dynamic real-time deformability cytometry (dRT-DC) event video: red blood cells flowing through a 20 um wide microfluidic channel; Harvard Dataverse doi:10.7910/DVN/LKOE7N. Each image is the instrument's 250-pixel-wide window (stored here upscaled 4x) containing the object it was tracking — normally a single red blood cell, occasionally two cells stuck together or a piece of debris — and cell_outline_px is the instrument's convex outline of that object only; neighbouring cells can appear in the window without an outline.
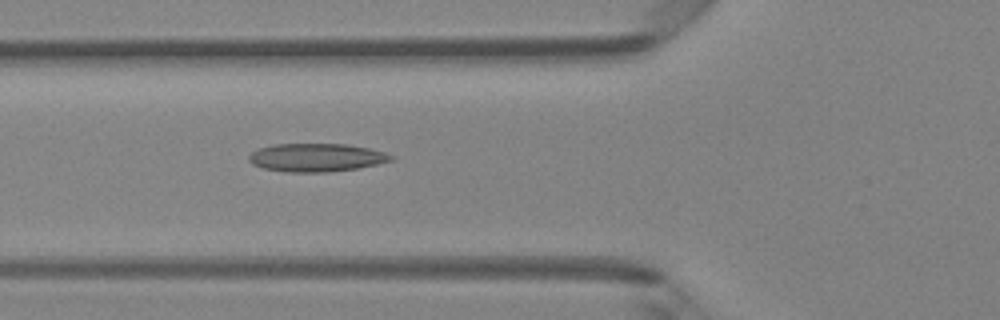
{"species": "Egyptian fruit bat (a non-hibernating species)", "species_latin": "Rousettus aegyptiacus", "temperature_condition": "room temperature", "stored_images_in_passage": 47, "camera_frame_rate_fps": 3000, "um_per_image_px": 0.085, "animal": {"sex": "female"}, "frame": {"image": 1, "passage_image": 17, "time_ms": 5.333, "image_size_px": [1000, 320], "cell_outline_px": [[396, 156], [392, 160], [376, 164], [356, 168], [328, 172], [284, 172], [264, 168], [252, 164], [248, 160], [248, 156], [252, 152], [260, 148], [272, 144], [348, 144], [368, 148], [384, 152]], "centroid_in_image_um": [26.87, 13.39], "position_along_channel_um": 98.9, "area_um2": 23.35}}
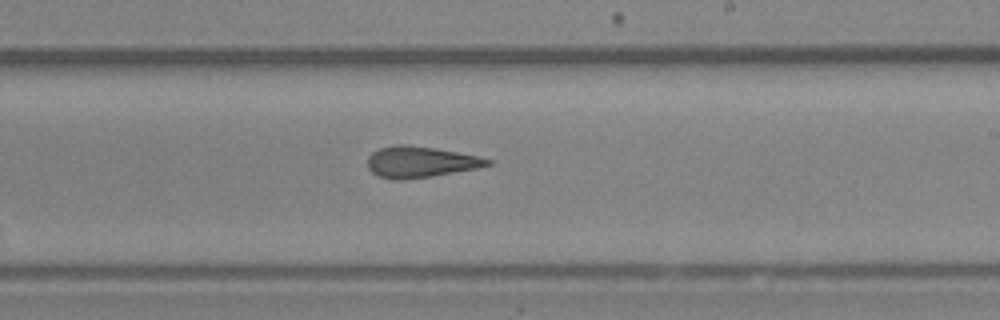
{"frame": {"image": 2, "passage_image": 28, "time_ms": 9.0, "image_size_px": [1000, 320], "cell_outline_px": [[492, 164], [476, 168], [432, 176], [404, 180], [396, 180], [380, 176], [372, 172], [368, 168], [368, 156], [372, 152], [380, 148], [396, 144], [408, 144], [436, 148], [480, 156], [492, 160]], "centroid_in_image_um": [35.73, 13.75], "position_along_channel_um": 253.3, "area_um2": 21.79}}
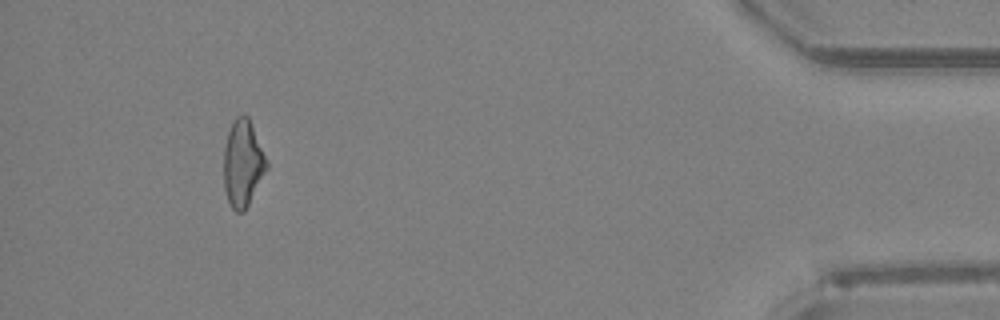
{"frame": {"image": 3, "passage_image": 44, "time_ms": 14.333, "image_size_px": [1000, 320], "cell_outline_px": [[268, 168], [244, 212], [236, 212], [232, 208], [228, 200], [224, 188], [224, 144], [232, 120], [236, 116], [248, 116], [252, 124], [268, 164]], "centroid_in_image_um": [20.63, 13.88], "position_along_channel_um": 414.6, "area_um2": 21.56}, "authors_computed_cell_mechanics": {"area_um2": 22.3686, "velocity_mm_per_s": 4.2104, "shape_relaxation_time_tau1_ms": 6.884, "shape_relaxation_time_tau2_ms": 3.1266, "deformation_change_tau1": 0.1717, "deformation_change_tau2": 0.1313}}